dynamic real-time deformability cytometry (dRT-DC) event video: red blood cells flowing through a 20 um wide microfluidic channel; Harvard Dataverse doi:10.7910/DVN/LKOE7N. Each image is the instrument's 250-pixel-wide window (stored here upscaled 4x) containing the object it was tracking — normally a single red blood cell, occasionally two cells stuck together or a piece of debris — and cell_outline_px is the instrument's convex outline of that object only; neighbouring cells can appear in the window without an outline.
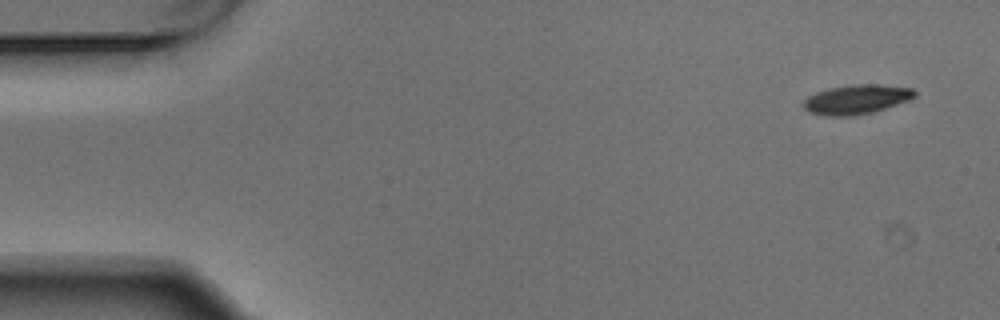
{"species": "Egyptian fruit bat (a non-hibernating species)", "species_latin": "Rousettus aegyptiacus", "temperature_condition": "warm", "stored_images_in_passage": 4, "camera_frame_rate_fps": 3000, "um_per_image_px": 0.085, "animal": {"sex": "male"}, "frame": {"image": 1, "passage_image": 1, "time_ms": 0.0, "image_size_px": [1000, 320], "cell_outline_px": [[916, 96], [908, 100], [872, 112], [856, 116], [824, 116], [808, 112], [804, 108], [804, 100], [808, 96], [816, 92], [828, 88], [852, 84], [876, 84], [912, 88], [916, 92]], "centroid_in_image_um": [72.77, 8.45], "position_along_channel_um": 12.2, "area_um2": 19.07}}
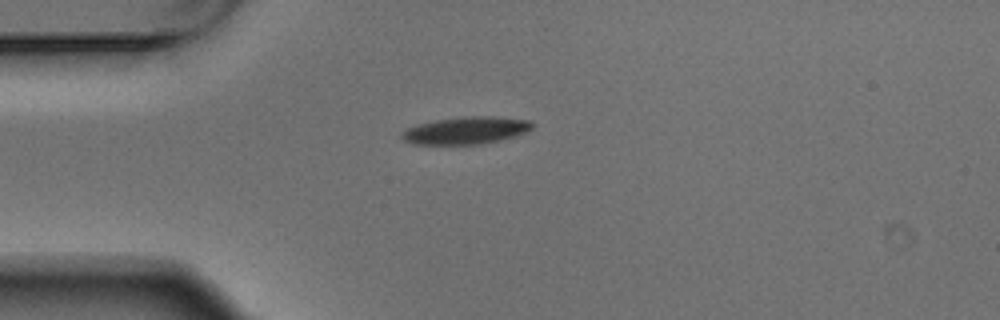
{"frame": {"image": 2, "passage_image": 4, "time_ms": 1.0, "image_size_px": [1000, 320], "cell_outline_px": [[536, 124], [532, 128], [516, 136], [480, 144], [416, 144], [404, 140], [400, 136], [408, 128], [420, 124], [436, 120], [464, 116], [492, 116], [528, 120]], "centroid_in_image_um": [39.65, 11.08], "position_along_channel_um": 45.4, "area_um2": 20.46}}